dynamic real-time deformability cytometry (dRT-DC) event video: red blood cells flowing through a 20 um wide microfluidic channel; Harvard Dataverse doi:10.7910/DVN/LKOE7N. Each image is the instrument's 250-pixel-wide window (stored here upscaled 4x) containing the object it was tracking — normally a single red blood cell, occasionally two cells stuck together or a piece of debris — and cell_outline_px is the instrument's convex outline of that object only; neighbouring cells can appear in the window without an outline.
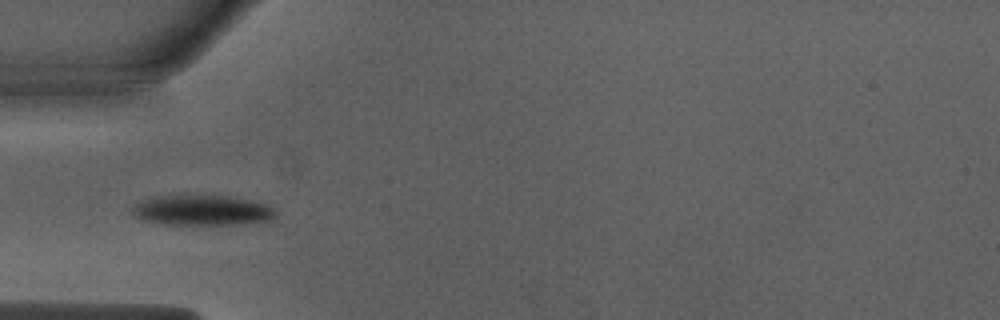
{"species": "Egyptian fruit bat (a non-hibernating species)", "species_latin": "Rousettus aegyptiacus", "temperature_condition": "warm", "stored_images_in_passage": 26, "camera_frame_rate_fps": 3000, "um_per_image_px": 0.085, "animal": {"sex": "male"}, "frame": {"image": 1, "passage_image": 1, "time_ms": 0.0, "image_size_px": [1000, 320], "cell_outline_px": [[276, 216], [268, 220], [244, 224], [160, 224], [144, 220], [136, 216], [132, 212], [132, 208], [136, 204], [144, 200], [156, 196], [228, 196], [268, 204], [276, 212]], "centroid_in_image_um": [17.2, 17.88], "position_along_channel_um": 67.8, "area_um2": 24.91}}
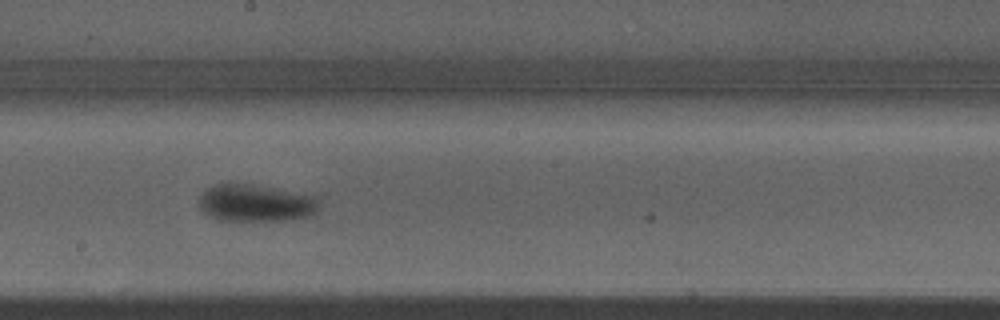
{"frame": {"image": 2, "passage_image": 13, "time_ms": 4.0, "image_size_px": [1000, 320], "cell_outline_px": [[320, 208], [316, 212], [308, 216], [284, 220], [220, 220], [212, 216], [200, 208], [200, 200], [204, 192], [216, 184], [248, 184], [316, 196]], "centroid_in_image_um": [21.78, 17.27], "position_along_channel_um": 226.4, "area_um2": 25.26}}
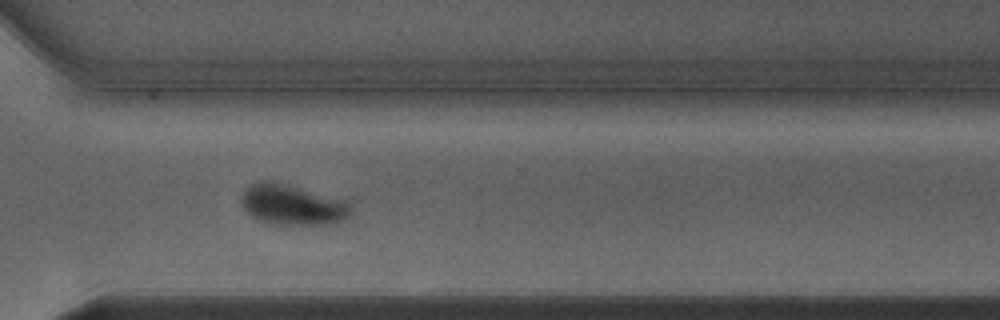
{"frame": {"image": 3, "passage_image": 22, "time_ms": 7.0, "image_size_px": [1000, 320], "cell_outline_px": [[348, 216], [344, 220], [332, 224], [272, 224], [260, 220], [252, 216], [244, 208], [244, 192], [248, 184], [260, 180], [272, 180], [344, 200], [348, 204]], "centroid_in_image_um": [24.82, 17.39], "position_along_channel_um": 345.8, "area_um2": 25.26}, "authors_computed_cell_mechanics": {"area_um2": 26.4146, "velocity_mm_per_s": 3.9788, "shape_relaxation_time_tau1_ms": 2.9295, "shape_relaxation_time_tau2_ms": null, "deformation_change_tau1": 0.1781, "deformation_change_tau2": null}}